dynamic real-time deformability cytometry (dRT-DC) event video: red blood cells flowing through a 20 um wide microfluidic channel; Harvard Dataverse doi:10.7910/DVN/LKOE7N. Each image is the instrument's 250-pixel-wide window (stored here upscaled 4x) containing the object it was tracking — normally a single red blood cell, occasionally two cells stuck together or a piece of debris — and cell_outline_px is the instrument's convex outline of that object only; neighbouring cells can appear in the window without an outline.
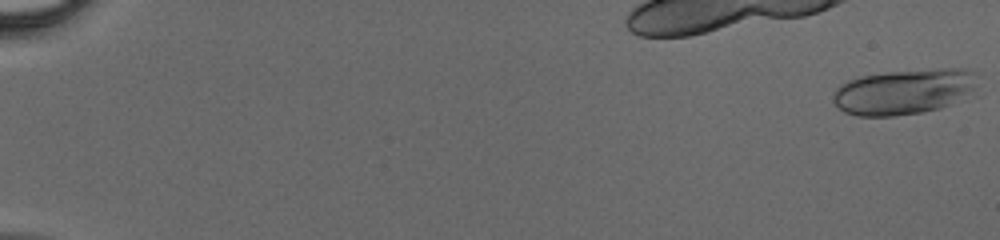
{"species": "human", "species_latin": "Homo sapiens", "temperature_condition": "cold", "stored_images_in_passage": 47, "camera_frame_rate_fps": 3000, "um_per_image_px": 0.085, "donor": {"sex": "male"}, "frame": {"image": 1, "passage_image": 1, "time_ms": 0.0, "image_size_px": [1000, 240], "cell_outline_px": [[972, 72], [968, 88], [940, 108], [920, 112], [892, 116], [856, 116], [844, 112], [832, 100], [836, 88], [840, 84], [848, 80], [864, 76], [888, 72], [948, 68], [960, 68]], "centroid_in_image_um": [76.59, 7.8], "position_along_channel_um": 8.4, "area_um2": 36.24}}
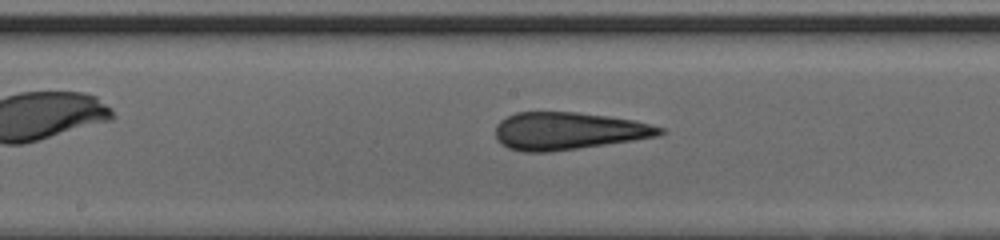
{"frame": {"image": 2, "passage_image": 27, "time_ms": 8.667, "image_size_px": [1000, 240], "cell_outline_px": [[664, 132], [660, 136], [576, 148], [544, 152], [524, 152], [508, 148], [496, 136], [496, 124], [500, 120], [516, 112], [576, 112], [608, 116], [632, 120], [664, 128]], "centroid_in_image_um": [48.29, 11.12], "position_along_channel_um": 199.9, "area_um2": 35.37}}
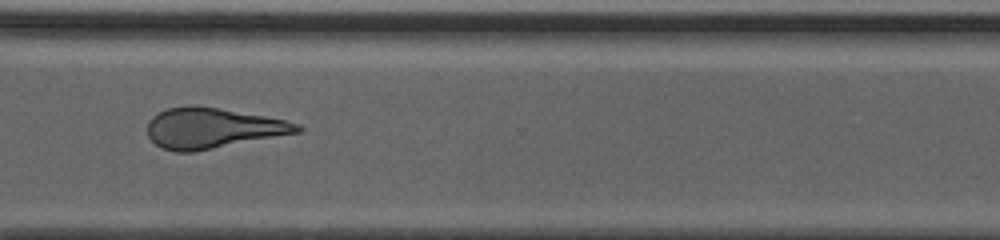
{"frame": {"image": 3, "passage_image": 37, "time_ms": 12.0, "image_size_px": [1000, 240], "cell_outline_px": [[304, 132], [192, 152], [176, 152], [164, 148], [156, 144], [148, 136], [148, 120], [152, 116], [168, 108], [220, 108], [264, 116], [284, 120], [300, 124], [304, 128]], "centroid_in_image_um": [18.14, 10.92], "position_along_channel_um": 352.5, "area_um2": 34.68}}